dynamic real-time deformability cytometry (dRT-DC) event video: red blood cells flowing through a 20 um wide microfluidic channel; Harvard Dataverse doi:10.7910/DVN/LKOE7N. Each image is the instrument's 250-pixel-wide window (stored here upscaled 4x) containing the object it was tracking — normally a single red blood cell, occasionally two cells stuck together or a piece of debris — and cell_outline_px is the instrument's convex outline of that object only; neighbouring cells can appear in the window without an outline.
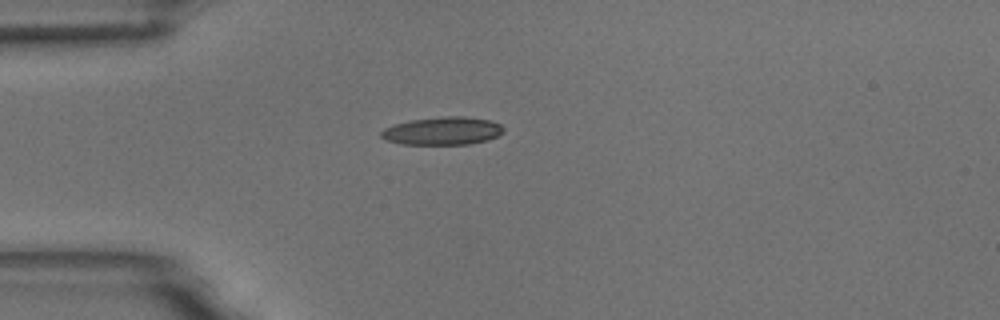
{"species": "common noctule bat (a hibernating species)", "species_latin": "Nyctalus noctula", "temperature_condition": "room temperature", "stored_images_in_passage": 1, "camera_frame_rate_fps": 3000, "um_per_image_px": 0.085, "animal": {"sex": "male", "body_mass_g": 18.8}, "frame": {"image": 1, "passage_image": 1, "time_ms": 0.0, "image_size_px": [1000, 320], "cell_outline_px": [[504, 132], [488, 140], [468, 144], [400, 144], [384, 140], [380, 136], [380, 132], [384, 128], [396, 124], [412, 120], [448, 116], [464, 116], [488, 120], [500, 124], [504, 128]], "centroid_in_image_um": [37.61, 11.14], "position_along_channel_um": 47.4, "area_um2": 19.83}}